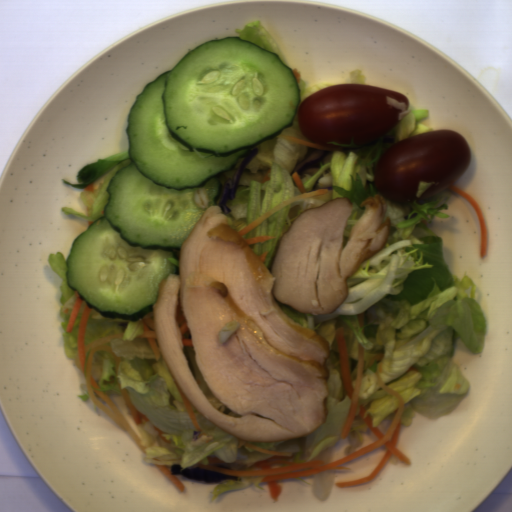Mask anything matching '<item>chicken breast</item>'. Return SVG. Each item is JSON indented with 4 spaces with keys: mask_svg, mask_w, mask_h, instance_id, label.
Returning a JSON list of instances; mask_svg holds the SVG:
<instances>
[{
    "mask_svg": "<svg viewBox=\"0 0 512 512\" xmlns=\"http://www.w3.org/2000/svg\"><path fill=\"white\" fill-rule=\"evenodd\" d=\"M344 239L353 204L333 198L295 216L268 269L227 221L203 210L179 252V275L161 281L153 305L162 357L200 415L244 441L305 438L328 406L330 341L284 312L330 315L347 278L387 243L383 195Z\"/></svg>",
    "mask_w": 512,
    "mask_h": 512,
    "instance_id": "1",
    "label": "chicken breast"
}]
</instances>
